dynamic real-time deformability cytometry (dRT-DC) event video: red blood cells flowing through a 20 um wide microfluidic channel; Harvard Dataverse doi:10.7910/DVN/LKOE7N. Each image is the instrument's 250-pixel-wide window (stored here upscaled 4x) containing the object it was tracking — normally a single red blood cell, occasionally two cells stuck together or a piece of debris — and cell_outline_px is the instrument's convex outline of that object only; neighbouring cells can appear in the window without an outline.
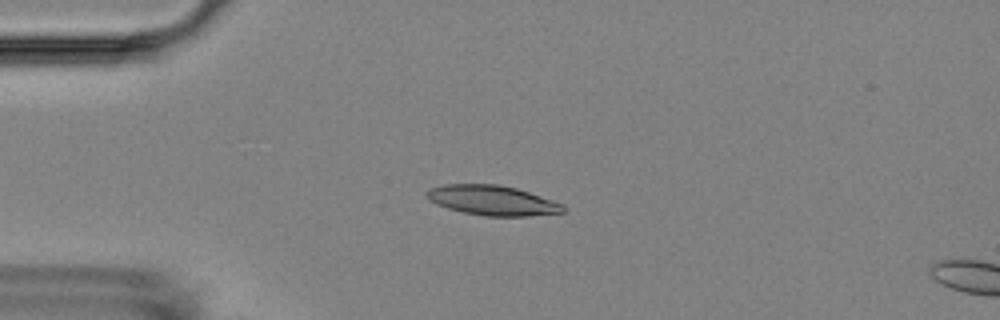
{"species": "Egyptian fruit bat (a non-hibernating species)", "species_latin": "Rousettus aegyptiacus", "temperature_condition": "room temperature", "stored_images_in_passage": 4, "camera_frame_rate_fps": 3000, "um_per_image_px": 0.085, "animal": {"sex": "female"}, "frame": {"image": 1, "passage_image": 3, "time_ms": 2.333, "image_size_px": [1000, 320], "cell_outline_px": [[568, 208], [564, 212], [528, 216], [484, 216], [464, 212], [448, 208], [436, 204], [428, 200], [424, 192], [428, 188], [444, 184], [496, 184], [516, 188], [564, 204]], "centroid_in_image_um": [41.83, 17.03], "position_along_channel_um": 43.2, "area_um2": 23.87}}